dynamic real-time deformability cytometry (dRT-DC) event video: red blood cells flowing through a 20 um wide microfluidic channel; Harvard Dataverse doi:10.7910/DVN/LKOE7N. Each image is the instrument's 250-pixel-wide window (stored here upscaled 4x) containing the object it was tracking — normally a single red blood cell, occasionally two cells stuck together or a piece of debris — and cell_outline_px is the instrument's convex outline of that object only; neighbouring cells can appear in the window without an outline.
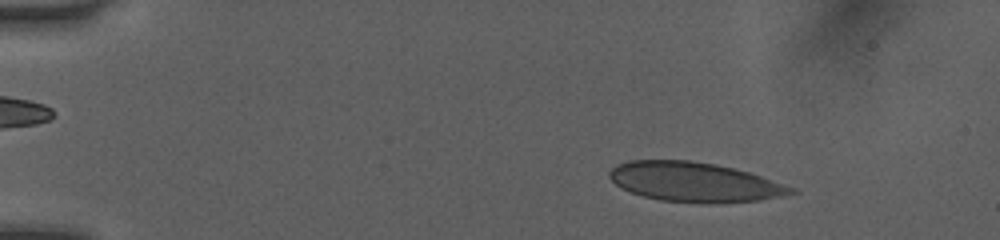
{"species": "human", "species_latin": "Homo sapiens", "temperature_condition": "room temperature", "stored_images_in_passage": 44, "camera_frame_rate_fps": 3000, "um_per_image_px": 0.085, "donor": {"sex": "female"}, "frame": {"image": 1, "passage_image": 1, "time_ms": 0.0, "image_size_px": [1000, 240], "cell_outline_px": [[800, 192], [780, 196], [756, 200], [708, 204], [700, 204], [660, 200], [644, 196], [620, 188], [608, 176], [608, 172], [616, 164], [628, 160], [688, 160], [716, 164], [748, 172], [796, 188]], "centroid_in_image_um": [59.0, 15.47], "position_along_channel_um": 26.0, "area_um2": 41.91}}
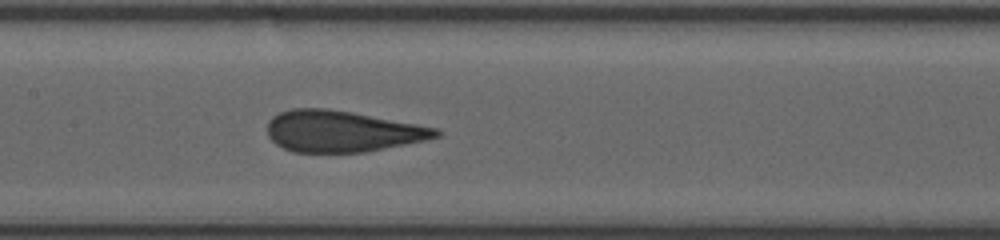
{"frame": {"image": 2, "passage_image": 19, "time_ms": 6.0, "image_size_px": [1000, 240], "cell_outline_px": [[444, 132], [440, 136], [428, 140], [364, 152], [292, 152], [276, 144], [268, 136], [268, 120], [272, 116], [280, 112], [292, 108], [328, 108], [352, 112], [440, 128]], "centroid_in_image_um": [29.11, 11.15], "position_along_channel_um": 178.3, "area_um2": 40.86}}
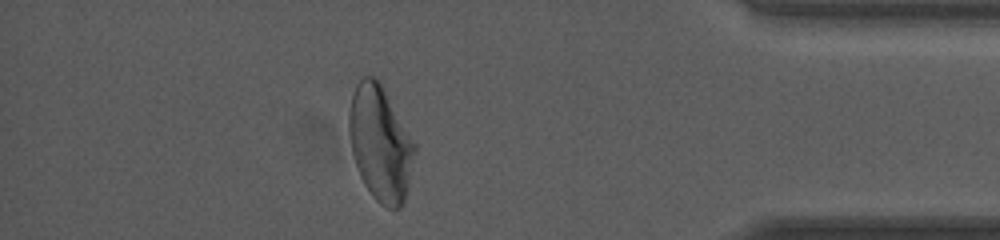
{"frame": {"image": 3, "passage_image": 38, "time_ms": 12.333, "image_size_px": [1000, 240], "cell_outline_px": [[416, 152], [408, 188], [404, 200], [400, 208], [388, 208], [380, 204], [372, 196], [364, 184], [360, 176], [352, 152], [348, 132], [348, 112], [352, 96], [356, 84], [364, 76], [372, 76], [380, 84], [416, 144]], "centroid_in_image_um": [32.32, 12.22], "position_along_channel_um": 402.9, "area_um2": 43.7}, "authors_computed_cell_mechanics": {"area_um2": 41.9628, "velocity_mm_per_s": 4.0639, "shape_relaxation_time_tau1_ms": null, "shape_relaxation_time_tau2_ms": 0.7312, "deformation_change_tau1": null, "deformation_change_tau2": 0.0694}}